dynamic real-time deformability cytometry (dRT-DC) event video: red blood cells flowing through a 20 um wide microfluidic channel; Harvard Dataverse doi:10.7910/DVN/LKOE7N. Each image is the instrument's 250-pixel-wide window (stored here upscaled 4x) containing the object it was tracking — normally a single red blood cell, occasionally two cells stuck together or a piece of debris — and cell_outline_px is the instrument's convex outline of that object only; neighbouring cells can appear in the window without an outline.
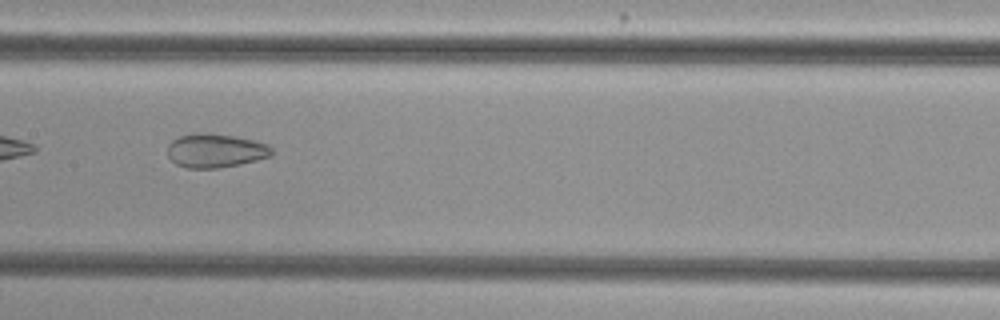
{"species": "common noctule bat (a hibernating species)", "species_latin": "Nyctalus noctula", "temperature_condition": "cold", "stored_images_in_passage": 42, "camera_frame_rate_fps": 3000, "um_per_image_px": 0.085, "animal": {"sex": "female", "body_mass_g": 29.2, "forearm_length_mm": 56.3}, "frame": {"image": 1, "passage_image": 19, "time_ms": 6.0, "image_size_px": [1000, 320], "cell_outline_px": [[272, 156], [240, 164], [216, 168], [188, 168], [176, 164], [168, 156], [168, 144], [172, 140], [180, 136], [196, 132], [208, 132], [236, 136], [268, 144], [272, 148]], "centroid_in_image_um": [18.31, 12.79], "position_along_channel_um": 189.1, "area_um2": 20.69}}